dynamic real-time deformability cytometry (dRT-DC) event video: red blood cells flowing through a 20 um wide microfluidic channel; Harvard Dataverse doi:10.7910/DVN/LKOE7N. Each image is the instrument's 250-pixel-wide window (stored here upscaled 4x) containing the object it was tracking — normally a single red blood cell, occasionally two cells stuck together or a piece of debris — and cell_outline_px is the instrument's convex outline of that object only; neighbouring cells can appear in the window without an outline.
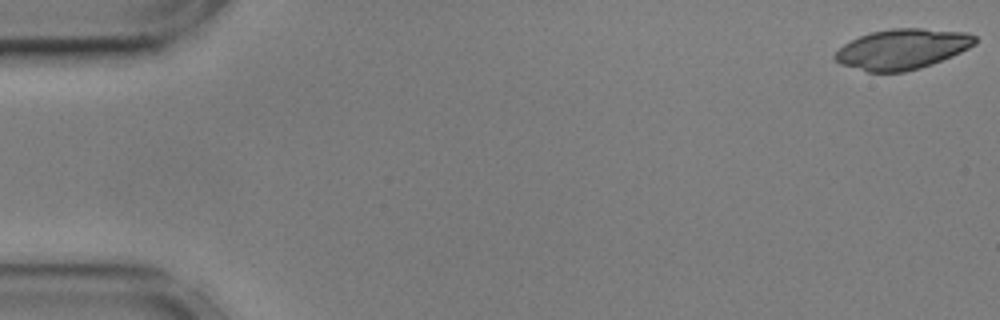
{"species": "common noctule bat (a hibernating species)", "species_latin": "Nyctalus noctula", "temperature_condition": "cold", "stored_images_in_passage": 55, "camera_frame_rate_fps": 3000, "um_per_image_px": 0.085, "animal": {"sex": "male", "body_mass_g": 17.9, "forearm_length_mm": 54.2}, "frame": {"image": 1, "passage_image": 1, "time_ms": 0.0, "image_size_px": [1000, 320], "cell_outline_px": [[976, 44], [952, 56], [932, 64], [920, 68], [904, 72], [868, 72], [840, 64], [832, 56], [844, 44], [860, 36], [872, 32], [892, 28], [924, 28], [968, 32], [976, 36]], "centroid_in_image_um": [76.71, 4.17], "position_along_channel_um": 8.3, "area_um2": 32.89}}